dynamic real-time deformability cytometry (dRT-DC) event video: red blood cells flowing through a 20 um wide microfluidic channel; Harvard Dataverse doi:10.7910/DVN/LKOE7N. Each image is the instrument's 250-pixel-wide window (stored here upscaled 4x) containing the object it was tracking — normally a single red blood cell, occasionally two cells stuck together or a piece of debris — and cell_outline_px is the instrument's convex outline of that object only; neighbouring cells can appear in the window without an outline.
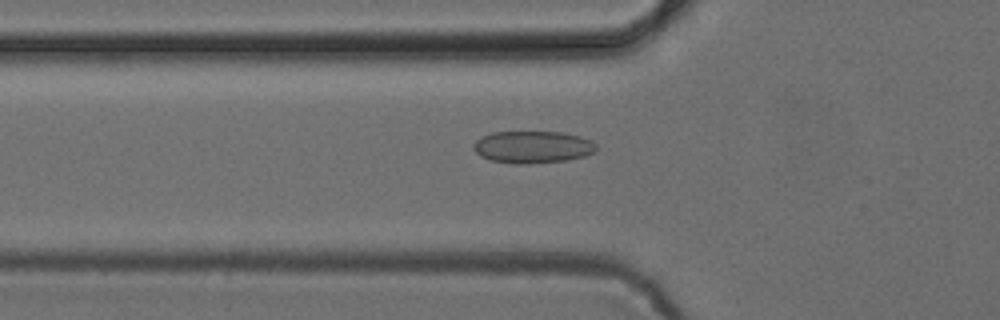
{"species": "common noctule bat (a hibernating species)", "species_latin": "Nyctalus noctula", "temperature_condition": "cold", "stored_images_in_passage": 53, "camera_frame_rate_fps": 3000, "um_per_image_px": 0.085, "animal": {"sex": "female", "body_mass_g": 24.6, "forearm_length_mm": 56.2}, "frame": {"image": 1, "passage_image": 18, "time_ms": 5.667, "image_size_px": [1000, 320], "cell_outline_px": [[596, 148], [592, 152], [584, 156], [568, 160], [528, 164], [516, 164], [492, 160], [480, 156], [472, 148], [472, 144], [480, 136], [492, 132], [564, 132], [580, 136], [592, 140], [596, 144]], "centroid_in_image_um": [45.25, 12.49], "position_along_channel_um": 80.5, "area_um2": 23.18}}
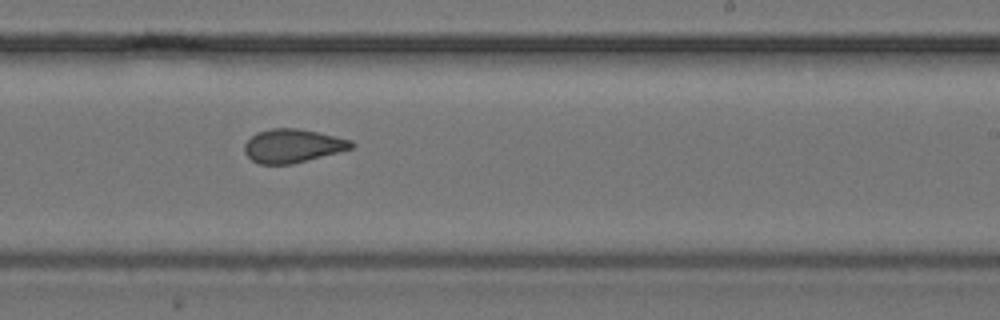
{"frame": {"image": 2, "passage_image": 32, "time_ms": 10.333, "image_size_px": [1000, 320], "cell_outline_px": [[356, 144], [352, 148], [292, 164], [260, 164], [252, 160], [244, 152], [244, 144], [256, 132], [272, 128], [296, 128], [316, 132], [352, 140]], "centroid_in_image_um": [24.85, 12.39], "position_along_channel_um": 264.1, "area_um2": 20.69}}
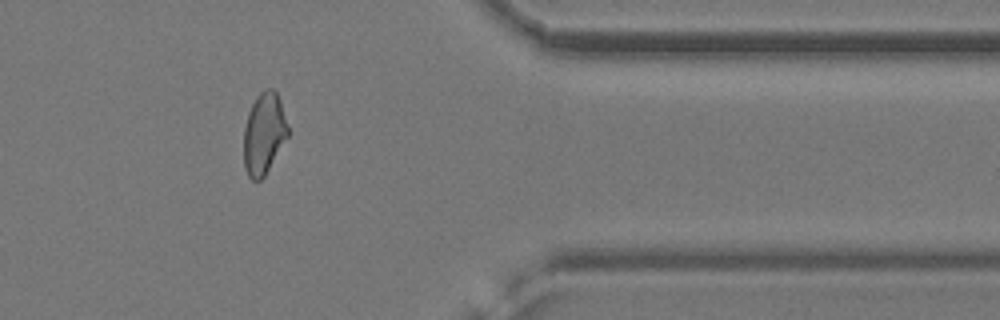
{"frame": {"image": 3, "passage_image": 43, "time_ms": 14.0, "image_size_px": [1000, 320], "cell_outline_px": [[288, 136], [264, 176], [260, 180], [252, 180], [248, 176], [244, 168], [244, 128], [248, 112], [256, 96], [264, 88], [272, 88], [276, 92], [280, 100], [288, 124]], "centroid_in_image_um": [22.43, 11.33], "position_along_channel_um": 389.0, "area_um2": 20.98}}